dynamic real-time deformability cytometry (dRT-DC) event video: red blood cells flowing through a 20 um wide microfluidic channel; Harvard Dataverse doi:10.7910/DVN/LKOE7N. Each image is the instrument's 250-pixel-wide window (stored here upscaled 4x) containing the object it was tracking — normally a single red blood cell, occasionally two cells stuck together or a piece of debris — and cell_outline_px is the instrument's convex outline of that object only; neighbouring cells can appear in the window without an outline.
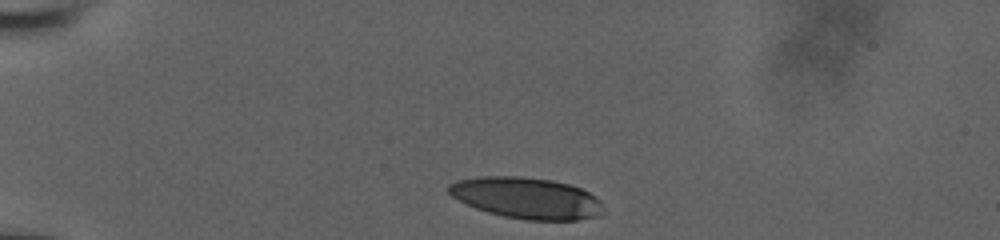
{"species": "human", "species_latin": "Homo sapiens", "temperature_condition": "room temperature", "stored_images_in_passage": 6, "camera_frame_rate_fps": 3000, "um_per_image_px": 0.085, "donor": {"sex": "male"}, "frame": {"image": 1, "passage_image": 1, "time_ms": 0.0, "image_size_px": [1000, 240], "cell_outline_px": [[604, 212], [596, 216], [576, 220], [524, 220], [504, 216], [488, 212], [476, 208], [452, 196], [448, 192], [448, 184], [456, 180], [480, 176], [520, 176], [552, 180], [568, 184], [580, 188], [596, 196], [600, 200]], "centroid_in_image_um": [44.76, 16.82], "position_along_channel_um": 40.2, "area_um2": 37.17}}
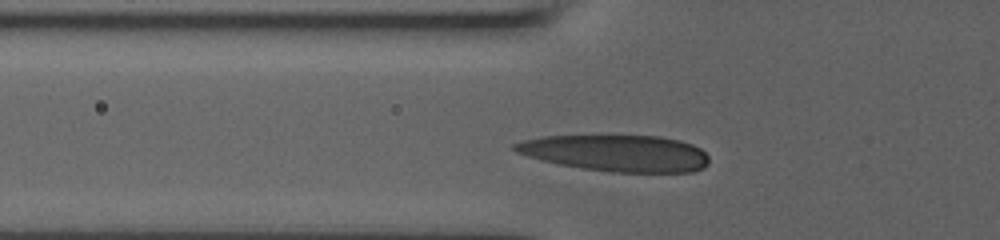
{"frame": {"image": 2, "passage_image": 5, "time_ms": 2.333, "image_size_px": [1000, 240], "cell_outline_px": [[708, 164], [704, 168], [692, 172], [612, 172], [580, 168], [560, 164], [528, 156], [516, 152], [512, 148], [512, 144], [524, 140], [544, 136], [660, 136], [680, 140], [692, 144], [700, 148], [708, 156]], "centroid_in_image_um": [52.42, 13.02], "position_along_channel_um": 73.4, "area_um2": 41.21}}